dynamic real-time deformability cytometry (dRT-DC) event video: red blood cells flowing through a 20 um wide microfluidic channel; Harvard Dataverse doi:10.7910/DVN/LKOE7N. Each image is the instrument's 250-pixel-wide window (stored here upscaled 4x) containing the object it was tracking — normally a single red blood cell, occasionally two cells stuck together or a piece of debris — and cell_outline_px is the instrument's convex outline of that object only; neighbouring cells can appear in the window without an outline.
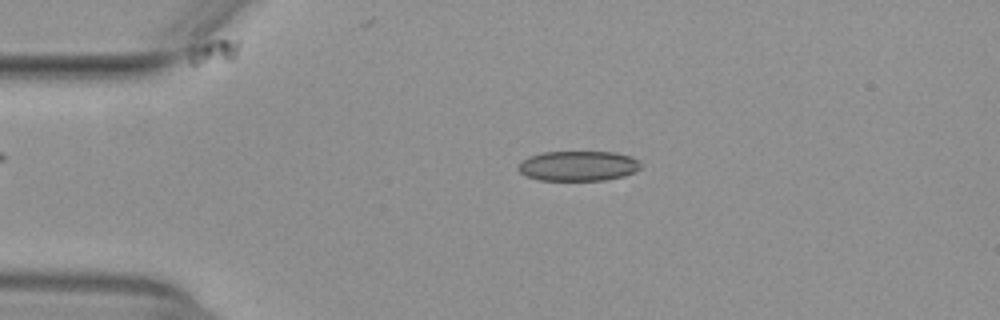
{"species": "common noctule bat (a hibernating species)", "species_latin": "Nyctalus noctula", "temperature_condition": "warm", "stored_images_in_passage": 53, "camera_frame_rate_fps": 3000, "um_per_image_px": 0.085, "animal": {"sex": "female", "body_mass_g": 29.2, "forearm_length_mm": 56.3}, "frame": {"image": 1, "passage_image": 11, "time_ms": 3.333, "image_size_px": [1000, 320], "cell_outline_px": [[640, 168], [624, 176], [604, 180], [540, 180], [524, 176], [516, 168], [516, 164], [520, 160], [528, 156], [544, 152], [616, 152], [632, 156], [640, 160]], "centroid_in_image_um": [49.09, 14.09], "position_along_channel_um": 35.9, "area_um2": 21.73}}
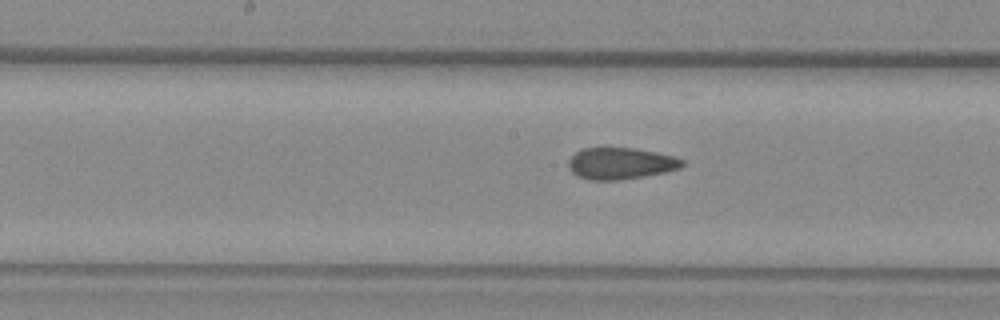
{"frame": {"image": 2, "passage_image": 26, "time_ms": 8.333, "image_size_px": [1000, 320], "cell_outline_px": [[684, 164], [680, 168], [664, 172], [644, 176], [620, 180], [588, 180], [576, 176], [568, 168], [568, 160], [576, 152], [584, 148], [632, 148], [656, 152], [672, 156], [684, 160]], "centroid_in_image_um": [52.72, 13.9], "position_along_channel_um": 195.5, "area_um2": 20.92}}
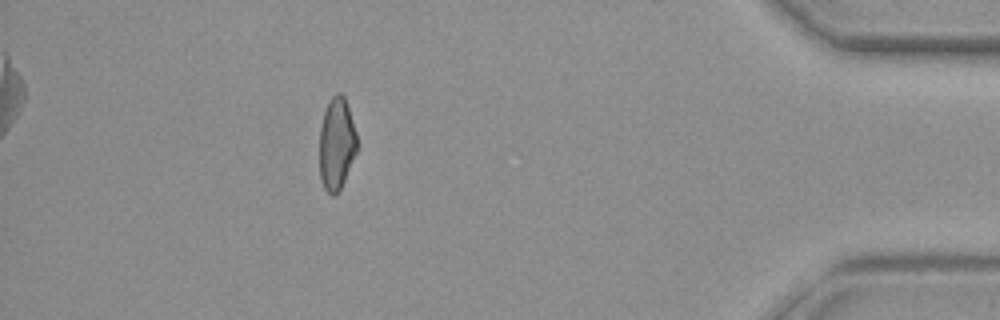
{"frame": {"image": 3, "passage_image": 46, "time_ms": 15.0, "image_size_px": [1000, 320], "cell_outline_px": [[356, 152], [344, 180], [336, 196], [332, 196], [324, 188], [320, 180], [320, 128], [324, 112], [328, 100], [336, 92], [340, 92], [344, 96], [356, 132]], "centroid_in_image_um": [28.59, 12.21], "position_along_channel_um": 406.6, "area_um2": 20.0}, "authors_computed_cell_mechanics": {"area_um2": 21.386, "velocity_mm_per_s": 3.9669, "shape_relaxation_time_tau1_ms": 8.29, "shape_relaxation_time_tau2_ms": 1.7701, "deformation_change_tau1": 0.1661, "deformation_change_tau2": 0.0919}}